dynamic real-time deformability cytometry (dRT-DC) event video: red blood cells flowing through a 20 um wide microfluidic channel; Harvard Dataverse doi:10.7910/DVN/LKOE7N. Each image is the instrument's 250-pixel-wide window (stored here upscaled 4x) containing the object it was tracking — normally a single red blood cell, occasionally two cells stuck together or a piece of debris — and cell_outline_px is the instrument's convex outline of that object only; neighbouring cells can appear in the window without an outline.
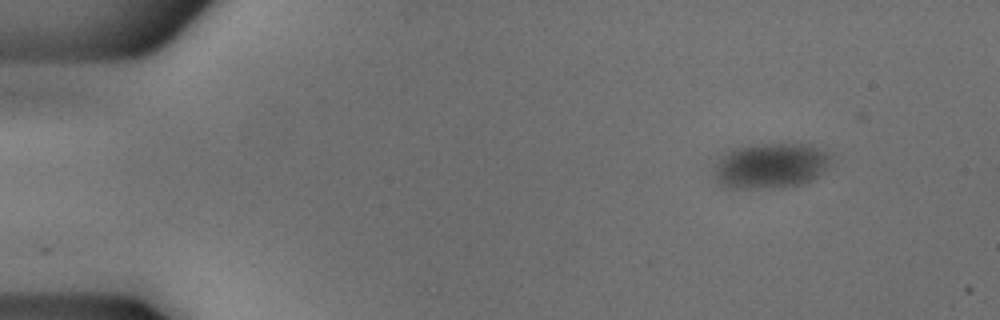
{"species": "common noctule bat (a hibernating species)", "species_latin": "Nyctalus noctula", "temperature_condition": "cold", "stored_images_in_passage": 4, "camera_frame_rate_fps": 3000, "um_per_image_px": 0.085, "animal": {"sex": "male", "body_mass_g": 18.8}, "frame": {"image": 1, "passage_image": 4, "time_ms": 1.0, "image_size_px": [1000, 320], "cell_outline_px": [[832, 160], [812, 180], [804, 184], [784, 188], [720, 188], [716, 184], [712, 176], [712, 168], [716, 160], [720, 156], [736, 148], [752, 144], [812, 144], [828, 152]], "centroid_in_image_um": [65.41, 14.11], "position_along_channel_um": 19.6, "area_um2": 31.67}}